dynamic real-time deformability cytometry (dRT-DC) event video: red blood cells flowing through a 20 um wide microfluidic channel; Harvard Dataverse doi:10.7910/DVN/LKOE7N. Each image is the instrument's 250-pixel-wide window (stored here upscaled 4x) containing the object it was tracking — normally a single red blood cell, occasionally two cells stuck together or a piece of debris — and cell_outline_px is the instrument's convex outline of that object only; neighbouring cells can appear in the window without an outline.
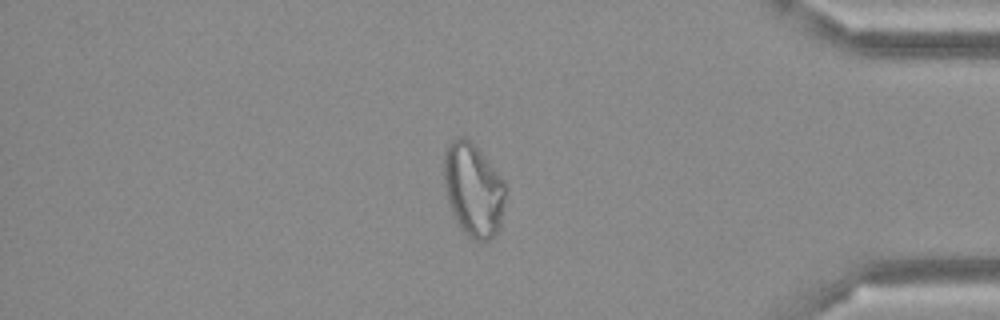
{"species": "Egyptian fruit bat (a non-hibernating species)", "species_latin": "Rousettus aegyptiacus", "temperature_condition": "cold", "stored_images_in_passage": 48, "camera_frame_rate_fps": 3000, "um_per_image_px": 0.085, "frame": {"image": 1, "passage_image": 41, "time_ms": 13.333, "image_size_px": [1000, 320], "cell_outline_px": [[508, 184], [504, 208], [500, 228], [488, 240], [472, 240], [460, 228], [452, 212], [444, 188], [444, 152], [448, 144], [452, 140], [460, 136], [464, 136], [488, 160]], "centroid_in_image_um": [40.26, 16.14], "position_along_channel_um": 394.9, "area_um2": 33.76}}